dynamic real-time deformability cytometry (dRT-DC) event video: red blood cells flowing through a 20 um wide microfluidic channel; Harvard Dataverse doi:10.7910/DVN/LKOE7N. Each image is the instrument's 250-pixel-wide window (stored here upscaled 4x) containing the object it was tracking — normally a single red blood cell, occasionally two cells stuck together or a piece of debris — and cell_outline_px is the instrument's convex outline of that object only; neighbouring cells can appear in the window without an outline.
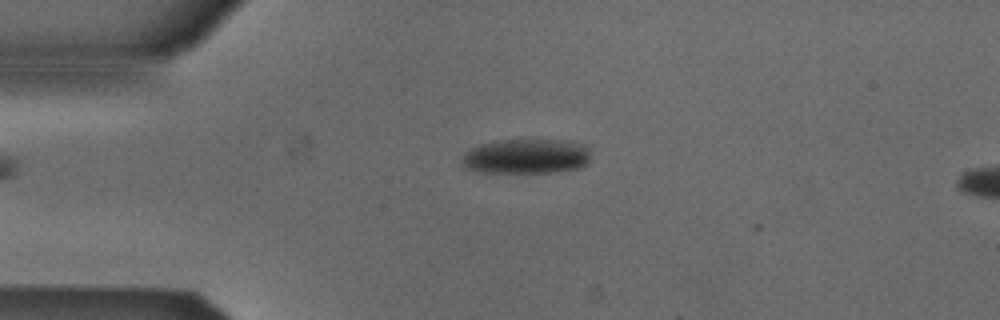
{"species": "Egyptian fruit bat (a non-hibernating species)", "species_latin": "Rousettus aegyptiacus", "temperature_condition": "cold", "stored_images_in_passage": 5, "camera_frame_rate_fps": 3000, "um_per_image_px": 0.085, "animal": {"sex": "male"}, "frame": {"image": 1, "passage_image": 1, "time_ms": 0.0, "image_size_px": [1000, 320], "cell_outline_px": [[588, 160], [580, 168], [552, 172], [480, 172], [460, 168], [460, 160], [464, 152], [480, 144], [504, 140], [568, 140], [584, 144], [588, 148]], "centroid_in_image_um": [44.66, 13.29], "position_along_channel_um": 40.3, "area_um2": 26.3}}